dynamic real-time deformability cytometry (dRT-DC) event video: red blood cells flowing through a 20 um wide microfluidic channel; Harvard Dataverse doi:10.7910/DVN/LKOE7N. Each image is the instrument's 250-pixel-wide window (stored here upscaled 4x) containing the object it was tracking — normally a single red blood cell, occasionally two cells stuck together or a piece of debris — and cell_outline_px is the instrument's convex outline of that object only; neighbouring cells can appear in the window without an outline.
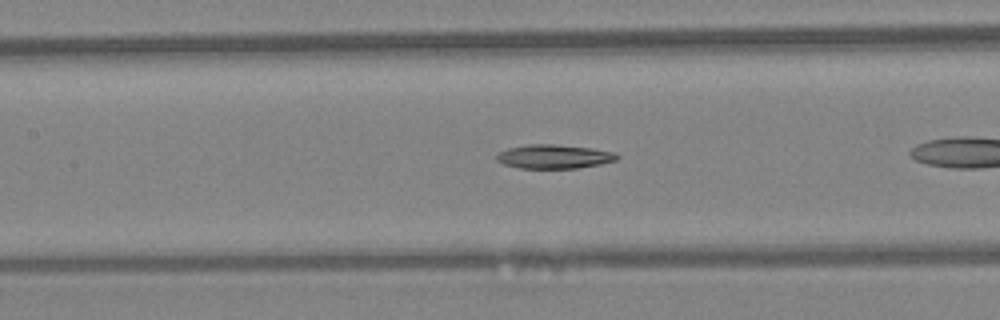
{"species": "Egyptian fruit bat (a non-hibernating species)", "species_latin": "Rousettus aegyptiacus", "temperature_condition": "warm", "stored_images_in_passage": 22, "camera_frame_rate_fps": 3000, "um_per_image_px": 0.085, "animal": {"sex": "female"}, "frame": {"image": 1, "passage_image": 7, "time_ms": 2.0, "image_size_px": [1000, 320], "cell_outline_px": [[620, 156], [616, 160], [600, 164], [576, 168], [520, 168], [504, 164], [496, 160], [496, 156], [500, 152], [508, 148], [528, 144], [552, 144], [592, 148], [616, 152]], "centroid_in_image_um": [47.11, 13.3], "position_along_channel_um": 160.3, "area_um2": 16.76}}
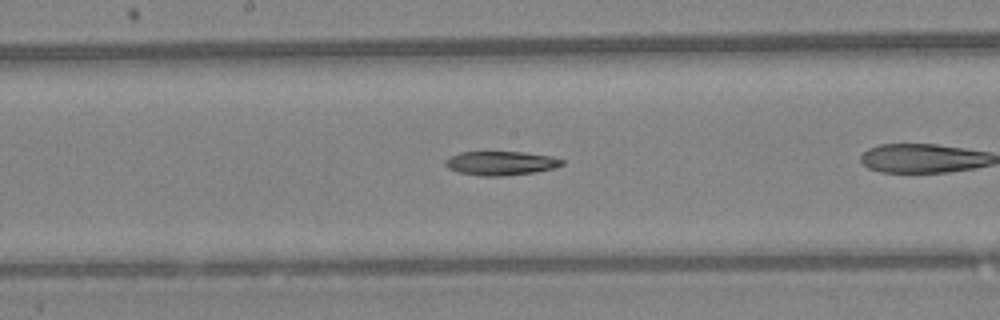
{"frame": {"image": 2, "passage_image": 10, "time_ms": 3.0, "image_size_px": [1000, 320], "cell_outline_px": [[564, 164], [552, 168], [536, 172], [504, 176], [480, 176], [456, 172], [448, 168], [444, 164], [444, 160], [448, 156], [460, 152], [524, 152], [552, 156], [564, 160]], "centroid_in_image_um": [42.52, 13.87], "position_along_channel_um": 205.7, "area_um2": 16.53}}